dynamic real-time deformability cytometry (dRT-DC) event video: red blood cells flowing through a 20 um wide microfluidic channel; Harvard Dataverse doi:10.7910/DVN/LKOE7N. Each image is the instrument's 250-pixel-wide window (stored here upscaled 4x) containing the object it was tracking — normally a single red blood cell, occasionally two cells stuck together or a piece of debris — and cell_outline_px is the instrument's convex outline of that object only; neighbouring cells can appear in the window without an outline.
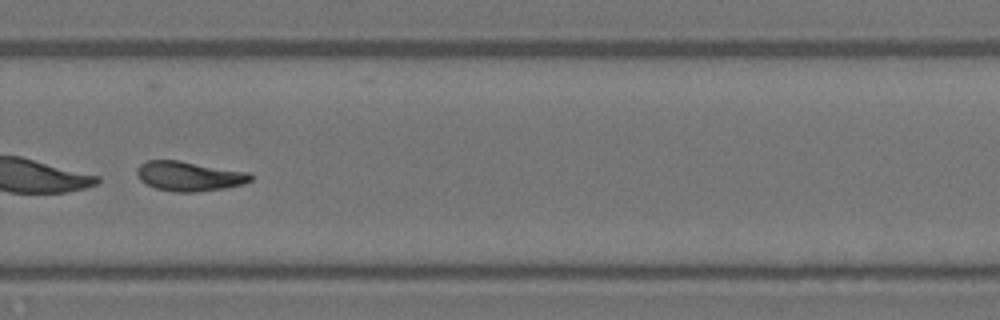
{"species": "Egyptian fruit bat (a non-hibernating species)", "species_latin": "Rousettus aegyptiacus", "temperature_condition": "warm", "stored_images_in_passage": 46, "camera_frame_rate_fps": 3000, "um_per_image_px": 0.085, "animal": {"sex": "female"}, "frame": {"image": 1, "passage_image": 32, "time_ms": 10.333, "image_size_px": [1000, 320], "cell_outline_px": [[252, 180], [244, 184], [224, 188], [196, 192], [176, 192], [156, 188], [140, 180], [136, 172], [136, 168], [144, 160], [180, 160], [252, 172]], "centroid_in_image_um": [16.11, 14.95], "position_along_channel_um": 313.7, "area_um2": 19.94}}